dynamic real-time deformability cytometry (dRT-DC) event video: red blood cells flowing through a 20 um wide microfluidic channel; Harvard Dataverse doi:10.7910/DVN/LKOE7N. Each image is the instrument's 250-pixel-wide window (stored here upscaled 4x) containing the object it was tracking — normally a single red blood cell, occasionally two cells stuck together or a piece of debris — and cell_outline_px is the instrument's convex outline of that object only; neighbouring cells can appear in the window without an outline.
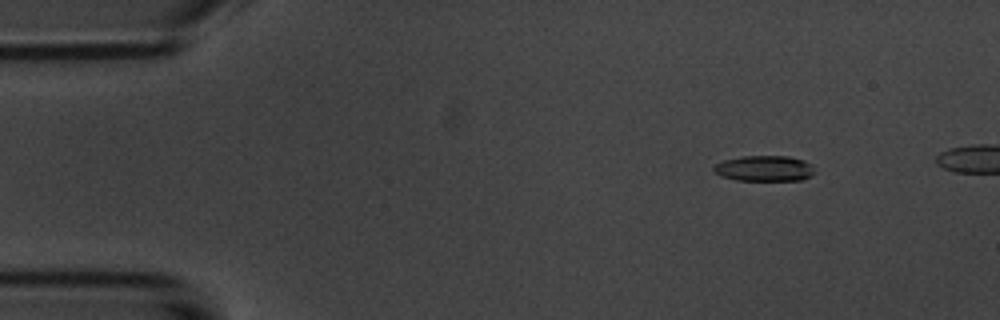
{"species": "common noctule bat (a hibernating species)", "species_latin": "Nyctalus noctula", "temperature_condition": "room temperature", "stored_images_in_passage": 8, "camera_frame_rate_fps": 3000, "um_per_image_px": 0.085, "animal": {"sex": "male", "body_mass_g": 20.1, "forearm_length_mm": 53.5}, "frame": {"image": 1, "passage_image": 2, "time_ms": 1.0, "image_size_px": [1000, 320], "cell_outline_px": [[816, 172], [812, 176], [800, 180], [736, 180], [720, 176], [712, 168], [716, 164], [724, 160], [744, 156], [788, 156], [804, 160], [812, 164]], "centroid_in_image_um": [65.02, 14.32], "position_along_channel_um": 20.0, "area_um2": 15.14}}
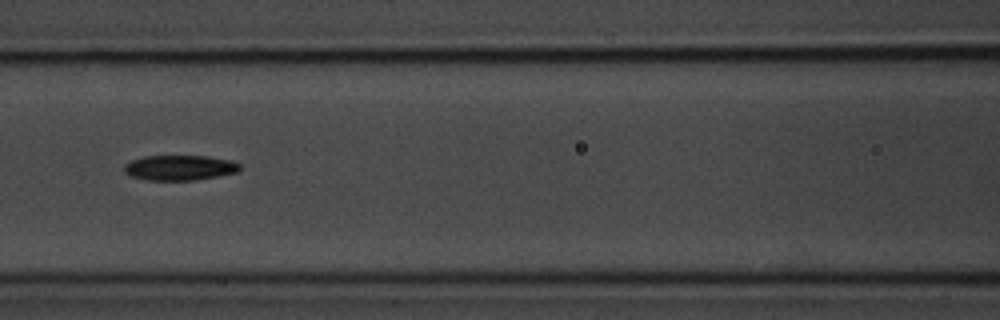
{"frame": {"image": 2, "passage_image": 6, "time_ms": 6.667, "image_size_px": [1000, 320], "cell_outline_px": [[240, 172], [196, 180], [148, 180], [132, 176], [124, 172], [124, 164], [132, 160], [144, 156], [208, 156], [232, 160], [240, 164]], "centroid_in_image_um": [15.31, 14.25], "position_along_channel_um": 151.3, "area_um2": 17.05}}
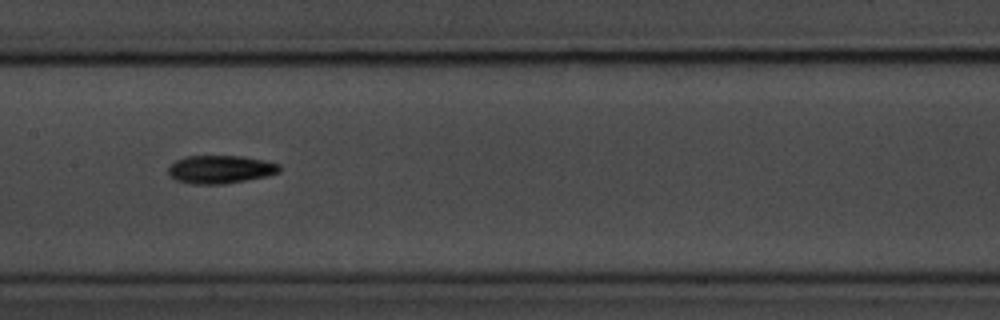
{"frame": {"image": 3, "passage_image": 7, "time_ms": 7.667, "image_size_px": [1000, 320], "cell_outline_px": [[280, 172], [268, 176], [224, 184], [192, 184], [176, 180], [168, 172], [168, 168], [176, 160], [184, 156], [244, 156], [264, 160], [280, 164]], "centroid_in_image_um": [18.76, 14.39], "position_along_channel_um": 188.6, "area_um2": 18.26}}